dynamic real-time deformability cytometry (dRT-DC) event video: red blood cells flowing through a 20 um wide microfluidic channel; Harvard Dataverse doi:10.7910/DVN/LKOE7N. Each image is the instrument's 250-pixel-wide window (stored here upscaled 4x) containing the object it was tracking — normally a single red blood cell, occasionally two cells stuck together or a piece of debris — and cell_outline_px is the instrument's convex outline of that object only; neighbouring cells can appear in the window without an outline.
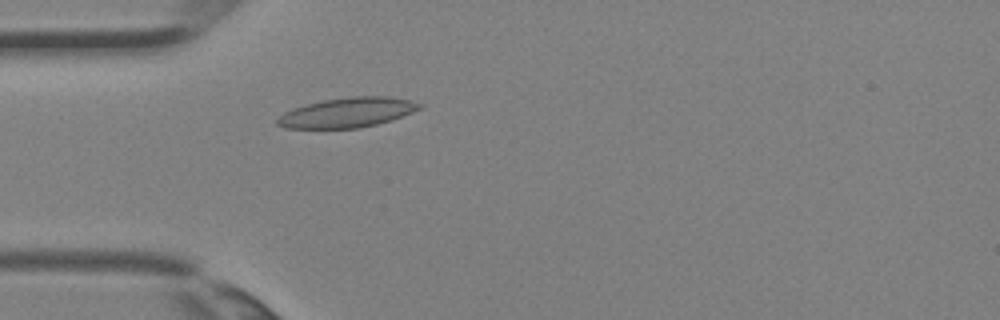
{"species": "Egyptian fruit bat (a non-hibernating species)", "species_latin": "Rousettus aegyptiacus", "temperature_condition": "room temperature", "stored_images_in_passage": 2, "camera_frame_rate_fps": 3000, "um_per_image_px": 0.085, "animal": {"sex": "female"}, "frame": {"image": 1, "passage_image": 2, "time_ms": 0.333, "image_size_px": [1000, 320], "cell_outline_px": [[424, 108], [392, 120], [360, 128], [284, 128], [276, 124], [276, 120], [284, 112], [292, 108], [304, 104], [324, 100], [352, 96], [388, 96], [408, 100], [424, 104]], "centroid_in_image_um": [29.54, 9.56], "position_along_channel_um": 55.5, "area_um2": 24.85}}